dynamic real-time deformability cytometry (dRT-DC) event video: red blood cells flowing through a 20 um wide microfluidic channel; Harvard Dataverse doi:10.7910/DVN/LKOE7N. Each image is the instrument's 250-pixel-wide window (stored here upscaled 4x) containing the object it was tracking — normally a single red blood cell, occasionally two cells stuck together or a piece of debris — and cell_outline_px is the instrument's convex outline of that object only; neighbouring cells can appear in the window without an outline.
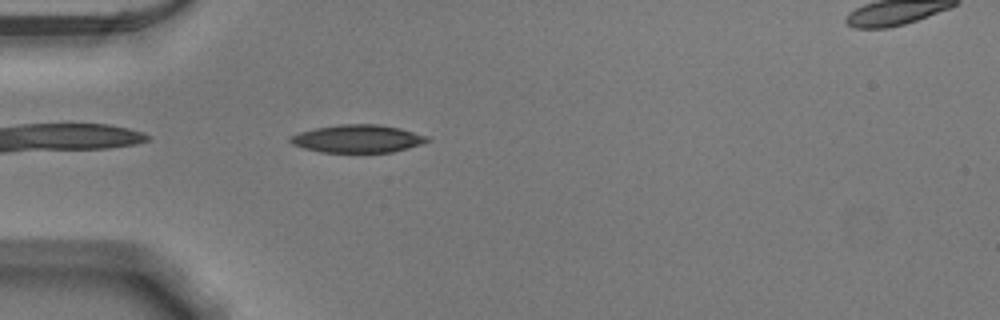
{"species": "Egyptian fruit bat (a non-hibernating species)", "species_latin": "Rousettus aegyptiacus", "temperature_condition": "warm", "stored_images_in_passage": 39, "camera_frame_rate_fps": 3000, "um_per_image_px": 0.085, "animal": {"sex": "male"}, "frame": {"image": 1, "passage_image": 2, "time_ms": 0.333, "image_size_px": [1000, 320], "cell_outline_px": [[432, 140], [408, 148], [392, 152], [320, 152], [304, 148], [292, 144], [288, 140], [288, 136], [300, 132], [316, 128], [340, 124], [380, 124], [400, 128], [428, 136]], "centroid_in_image_um": [30.39, 11.78], "position_along_channel_um": 54.6, "area_um2": 22.25}}
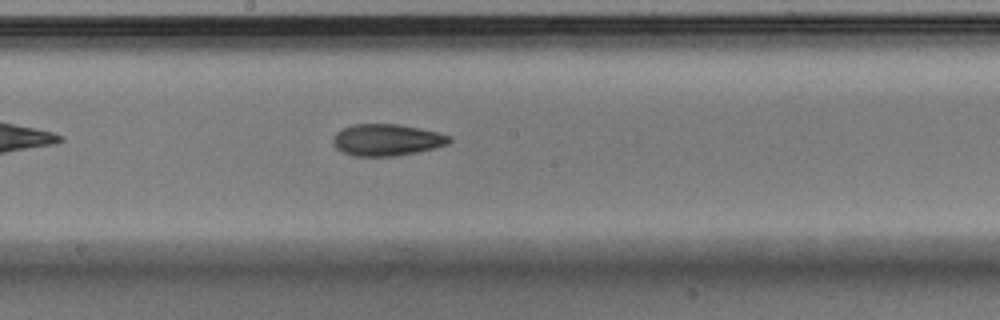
{"frame": {"image": 2, "passage_image": 15, "time_ms": 4.667, "image_size_px": [1000, 320], "cell_outline_px": [[452, 140], [448, 144], [416, 152], [396, 156], [352, 156], [336, 148], [332, 140], [336, 132], [352, 124], [400, 124], [436, 132], [452, 136]], "centroid_in_image_um": [32.87, 11.89], "position_along_channel_um": 215.3, "area_um2": 21.39}}
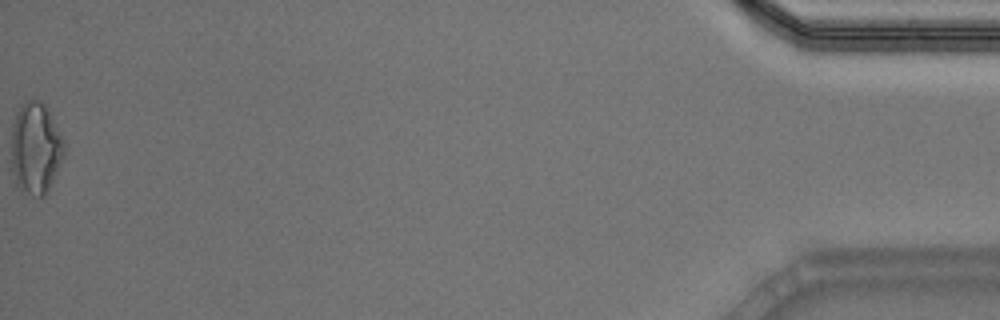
{"frame": {"image": 3, "passage_image": 39, "time_ms": 12.667, "image_size_px": [1000, 320], "cell_outline_px": [[64, 156], [48, 188], [40, 196], [32, 196], [20, 192], [16, 184], [12, 172], [12, 120], [20, 104], [28, 100], [40, 100], [44, 104], [64, 140]], "centroid_in_image_um": [2.99, 12.59], "position_along_channel_um": 432.2, "area_um2": 28.09}, "authors_computed_cell_mechanics": {"area_um2": 21.4438, "velocity_mm_per_s": 3.8949, "shape_relaxation_time_tau1_ms": 5.2881, "shape_relaxation_time_tau2_ms": 3.53, "deformation_change_tau1": 0.166, "deformation_change_tau2": 0.1031}}